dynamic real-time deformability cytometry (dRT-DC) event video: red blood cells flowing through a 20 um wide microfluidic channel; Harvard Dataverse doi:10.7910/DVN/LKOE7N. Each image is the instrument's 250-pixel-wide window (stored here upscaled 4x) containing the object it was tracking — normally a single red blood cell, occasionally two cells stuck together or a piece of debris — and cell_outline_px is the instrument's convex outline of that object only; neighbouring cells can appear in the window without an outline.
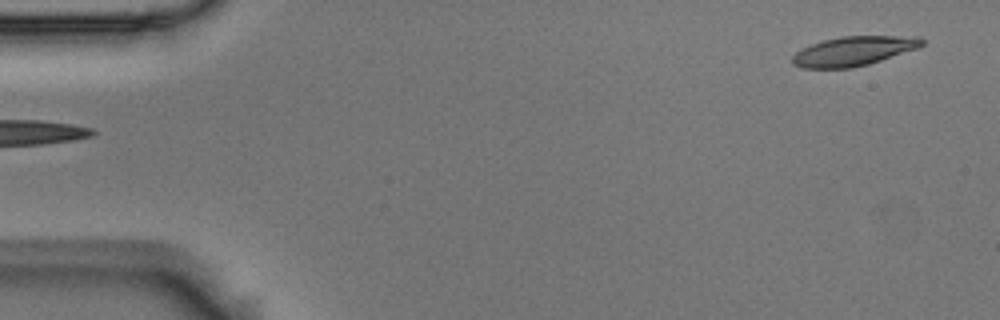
{"species": "Egyptian fruit bat (a non-hibernating species)", "species_latin": "Rousettus aegyptiacus", "temperature_condition": "room temperature", "stored_images_in_passage": 8, "camera_frame_rate_fps": 3000, "um_per_image_px": 0.085, "animal": {"sex": "male"}, "frame": {"image": 1, "passage_image": 1, "time_ms": 0.0, "image_size_px": [1000, 320], "cell_outline_px": [[924, 44], [920, 48], [868, 64], [852, 68], [804, 68], [792, 64], [792, 56], [796, 52], [812, 44], [824, 40], [840, 36], [920, 36], [924, 40]], "centroid_in_image_um": [72.6, 4.34], "position_along_channel_um": 12.4, "area_um2": 22.25}}